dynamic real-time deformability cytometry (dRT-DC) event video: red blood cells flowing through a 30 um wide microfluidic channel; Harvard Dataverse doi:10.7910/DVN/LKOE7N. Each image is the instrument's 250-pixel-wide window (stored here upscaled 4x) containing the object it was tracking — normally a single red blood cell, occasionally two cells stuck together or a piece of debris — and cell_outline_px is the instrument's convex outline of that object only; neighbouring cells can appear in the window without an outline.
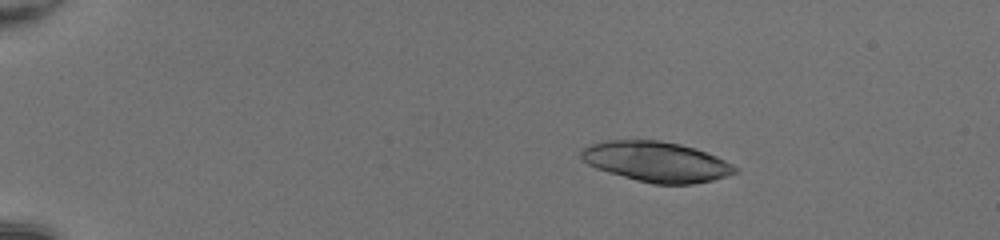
{"species": "common noctule bat (a hibernating species)", "species_latin": "Nyctalus noctula", "temperature_condition": "room temperature", "stored_images_in_passage": 52, "camera_frame_rate_fps": 3000, "um_per_image_px": 0.085, "animal": {"sex": "female", "body_mass_g": 20.0, "forearm_length_mm": 54.0}, "frame": {"image": 1, "passage_image": 11, "time_ms": 3.333, "image_size_px": [1000, 240], "cell_outline_px": [[740, 172], [728, 176], [712, 180], [692, 184], [652, 184], [636, 180], [608, 172], [596, 168], [588, 164], [580, 156], [580, 152], [584, 148], [592, 144], [604, 140], [660, 140], [680, 144], [696, 148], [716, 156], [740, 168]], "centroid_in_image_um": [55.83, 13.75], "position_along_channel_um": 29.2, "area_um2": 36.18}}
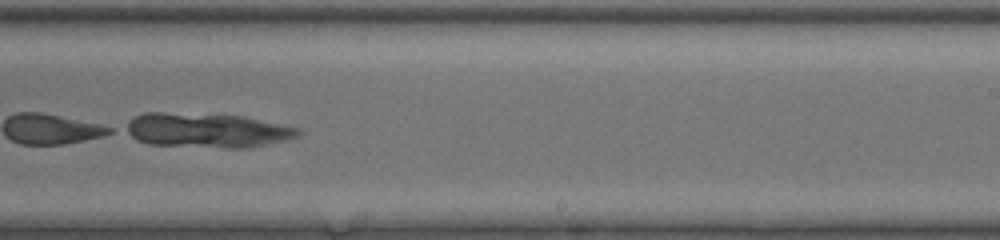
{"frame": {"image": 2, "passage_image": 36, "time_ms": 11.667, "image_size_px": [1000, 240], "cell_outline_px": [[304, 132], [300, 136], [284, 140], [248, 148], [228, 148], [148, 144], [124, 132], [120, 128], [128, 120], [144, 112], [164, 112], [244, 116], [300, 128]], "centroid_in_image_um": [17.57, 11.07], "position_along_channel_um": 271.4, "area_um2": 34.97}}